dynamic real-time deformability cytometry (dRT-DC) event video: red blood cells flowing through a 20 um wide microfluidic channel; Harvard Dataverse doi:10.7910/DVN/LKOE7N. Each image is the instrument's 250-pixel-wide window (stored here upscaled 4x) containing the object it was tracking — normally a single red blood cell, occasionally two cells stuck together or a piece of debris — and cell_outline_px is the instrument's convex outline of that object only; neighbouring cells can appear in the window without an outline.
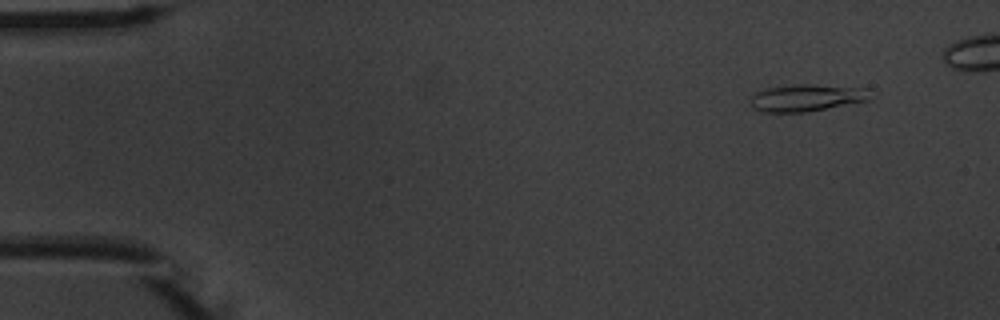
{"species": "common noctule bat (a hibernating species)", "species_latin": "Nyctalus noctula", "temperature_condition": "warm", "stored_images_in_passage": 6, "camera_frame_rate_fps": 3000, "um_per_image_px": 0.085, "animal": {"sex": "male", "body_mass_g": 20.1, "forearm_length_mm": 53.5}, "frame": {"image": 1, "passage_image": 2, "time_ms": 1.333, "image_size_px": [1000, 320], "cell_outline_px": [[872, 100], [804, 112], [764, 112], [752, 108], [752, 96], [756, 92], [764, 88], [792, 84], [812, 84], [868, 88]], "centroid_in_image_um": [68.59, 8.3], "position_along_channel_um": 16.4, "area_um2": 19.02}}